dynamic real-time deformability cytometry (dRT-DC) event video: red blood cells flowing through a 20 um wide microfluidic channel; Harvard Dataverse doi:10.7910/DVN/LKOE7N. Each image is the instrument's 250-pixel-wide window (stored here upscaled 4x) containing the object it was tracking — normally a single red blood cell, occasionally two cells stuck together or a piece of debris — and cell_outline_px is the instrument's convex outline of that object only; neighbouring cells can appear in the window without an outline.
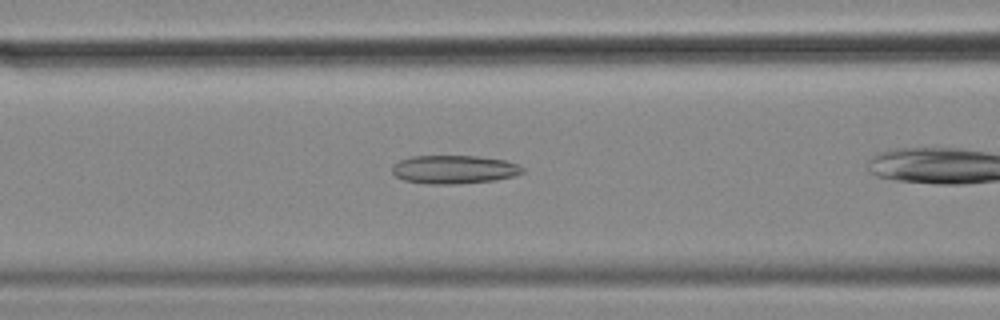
{"species": "common noctule bat (a hibernating species)", "species_latin": "Nyctalus noctula", "temperature_condition": "cold", "stored_images_in_passage": 29, "camera_frame_rate_fps": 3000, "um_per_image_px": 0.085, "animal": {"sex": "female", "body_mass_g": 18.4}, "frame": {"image": 1, "passage_image": 7, "time_ms": 2.0, "image_size_px": [1000, 320], "cell_outline_px": [[524, 172], [516, 176], [496, 180], [452, 184], [432, 184], [404, 180], [396, 176], [392, 172], [392, 164], [400, 160], [412, 156], [476, 156], [504, 160], [516, 164], [524, 168]], "centroid_in_image_um": [38.6, 14.4], "position_along_channel_um": 128.0, "area_um2": 21.56}}
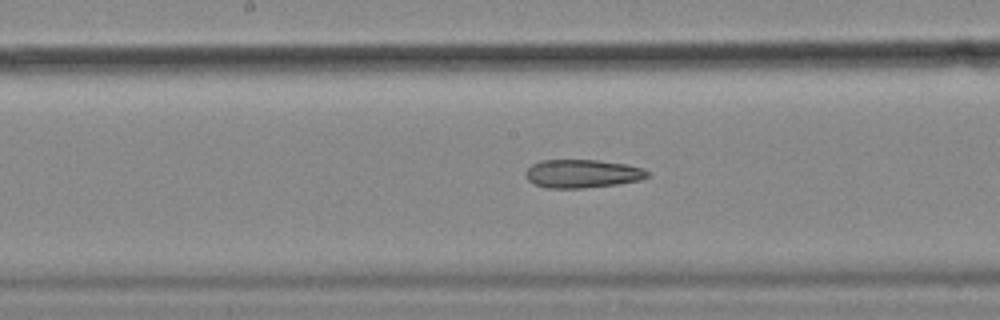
{"frame": {"image": 2, "passage_image": 13, "time_ms": 4.0, "image_size_px": [1000, 320], "cell_outline_px": [[652, 176], [640, 180], [616, 184], [584, 188], [548, 188], [536, 184], [528, 180], [524, 176], [524, 172], [532, 164], [540, 160], [600, 160], [628, 164], [644, 168], [652, 172]], "centroid_in_image_um": [49.55, 14.75], "position_along_channel_um": 198.6, "area_um2": 20.46}}
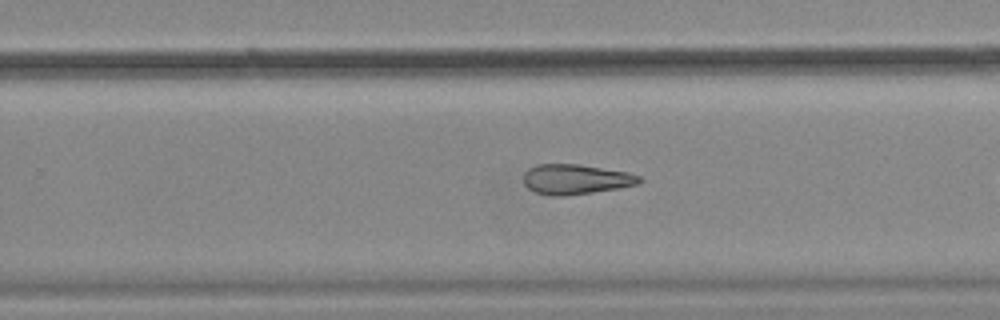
{"frame": {"image": 3, "passage_image": 20, "time_ms": 6.333, "image_size_px": [1000, 320], "cell_outline_px": [[644, 180], [636, 184], [616, 188], [568, 196], [552, 196], [536, 192], [528, 188], [524, 184], [524, 172], [528, 168], [536, 164], [580, 164], [628, 172], [640, 176]], "centroid_in_image_um": [48.91, 15.23], "position_along_channel_um": 280.9, "area_um2": 20.29}}